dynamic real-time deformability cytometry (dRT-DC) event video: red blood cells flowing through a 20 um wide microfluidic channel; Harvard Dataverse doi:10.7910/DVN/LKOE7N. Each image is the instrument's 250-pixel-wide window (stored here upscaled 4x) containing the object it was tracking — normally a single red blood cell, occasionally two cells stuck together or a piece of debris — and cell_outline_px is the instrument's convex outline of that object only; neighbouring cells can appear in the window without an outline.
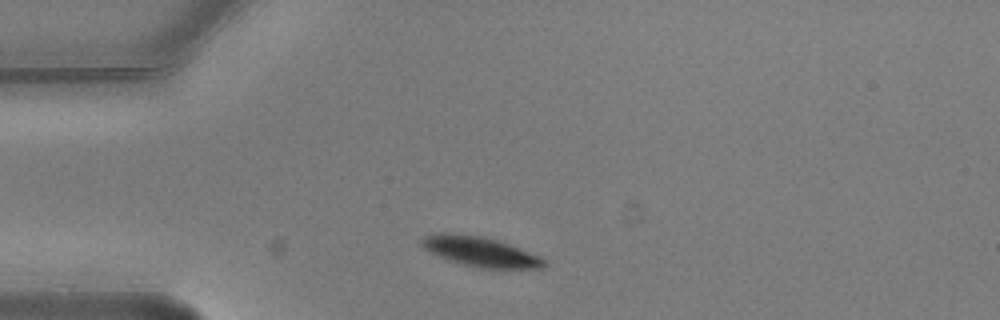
{"species": "common noctule bat (a hibernating species)", "species_latin": "Nyctalus noctula", "temperature_condition": "warm", "stored_images_in_passage": 12, "camera_frame_rate_fps": 3000, "um_per_image_px": 0.085, "animal": {"sex": "male", "body_mass_g": 20.5, "forearm_length_mm": 52.5}, "frame": {"image": 1, "passage_image": 1, "time_ms": 0.0, "image_size_px": [1000, 320], "cell_outline_px": [[548, 264], [544, 268], [476, 268], [448, 260], [428, 252], [420, 244], [420, 240], [424, 236], [440, 232], [448, 232], [480, 236], [496, 240], [508, 244], [540, 256], [548, 260]], "centroid_in_image_um": [40.81, 21.39], "position_along_channel_um": 44.2, "area_um2": 21.44}}
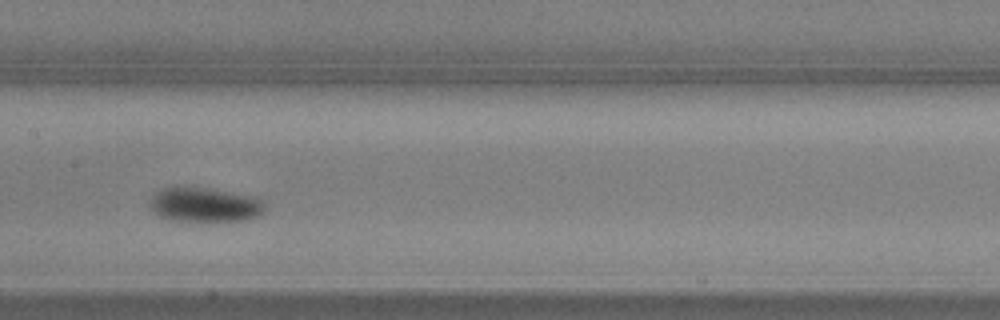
{"frame": {"image": 2, "passage_image": 5, "time_ms": 1.333, "image_size_px": [1000, 320], "cell_outline_px": [[264, 212], [260, 216], [248, 220], [168, 220], [160, 216], [152, 208], [148, 200], [160, 188], [172, 184], [176, 184], [208, 188], [252, 196], [260, 200], [264, 204]], "centroid_in_image_um": [17.34, 17.36], "position_along_channel_um": 190.1, "area_um2": 23.41}}
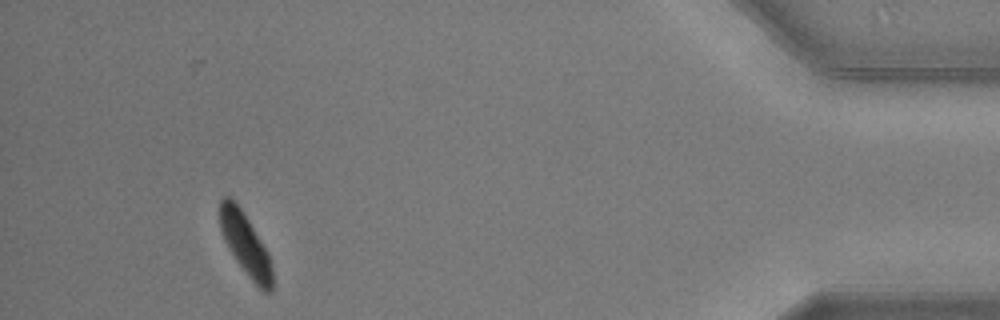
{"frame": {"image": 3, "passage_image": 11, "time_ms": 3.333, "image_size_px": [1000, 320], "cell_outline_px": [[272, 292], [264, 292], [248, 276], [236, 260], [228, 248], [224, 240], [220, 228], [220, 200], [224, 196], [228, 196], [244, 212], [268, 252], [272, 268]], "centroid_in_image_um": [20.86, 20.76], "position_along_channel_um": 414.3, "area_um2": 18.73}}